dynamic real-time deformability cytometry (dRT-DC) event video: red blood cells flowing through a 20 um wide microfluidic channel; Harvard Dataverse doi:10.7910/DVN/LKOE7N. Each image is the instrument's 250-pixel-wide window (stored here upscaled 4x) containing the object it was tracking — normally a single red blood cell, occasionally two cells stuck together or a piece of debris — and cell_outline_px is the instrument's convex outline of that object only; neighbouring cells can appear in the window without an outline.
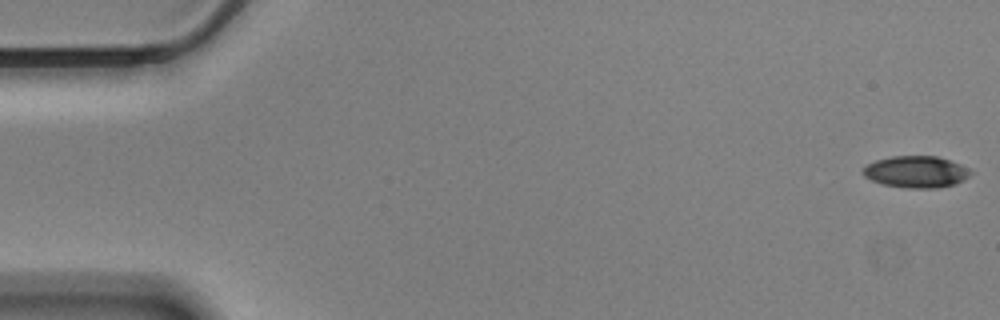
{"species": "Egyptian fruit bat (a non-hibernating species)", "species_latin": "Rousettus aegyptiacus", "temperature_condition": "cold", "stored_images_in_passage": 58, "camera_frame_rate_fps": 3000, "um_per_image_px": 0.085, "animal": {"sex": "male"}, "frame": {"image": 1, "passage_image": 1, "time_ms": 0.0, "image_size_px": [1000, 320], "cell_outline_px": [[972, 172], [964, 180], [952, 184], [936, 188], [908, 188], [884, 184], [872, 180], [864, 176], [860, 172], [868, 164], [876, 160], [892, 156], [936, 156], [960, 164], [968, 168]], "centroid_in_image_um": [77.85, 14.6], "position_along_channel_um": 7.2, "area_um2": 19.65}}
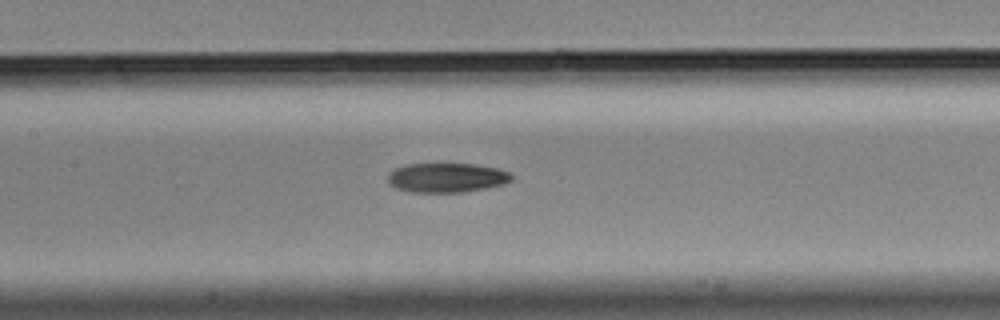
{"frame": {"image": 2, "passage_image": 27, "time_ms": 8.667, "image_size_px": [1000, 320], "cell_outline_px": [[512, 180], [504, 184], [484, 188], [460, 192], [412, 192], [396, 188], [388, 180], [388, 176], [396, 168], [408, 164], [472, 164], [496, 168], [508, 172], [512, 176]], "centroid_in_image_um": [37.98, 15.1], "position_along_channel_um": 169.4, "area_um2": 20.81}}
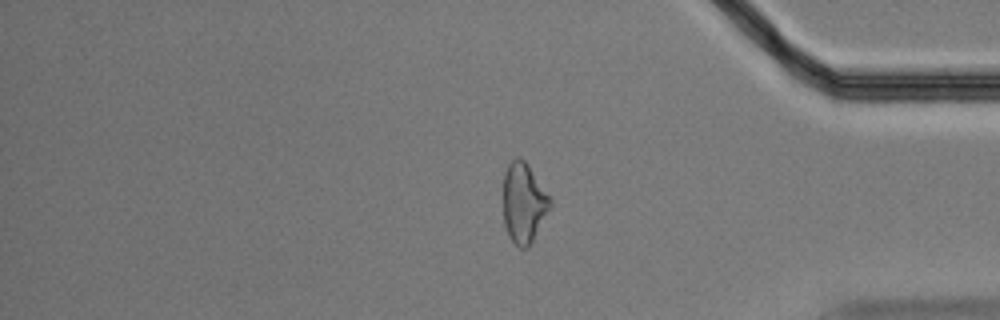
{"frame": {"image": 3, "passage_image": 48, "time_ms": 15.667, "image_size_px": [1000, 320], "cell_outline_px": [[552, 204], [528, 248], [520, 248], [508, 236], [504, 224], [504, 172], [508, 164], [516, 156], [520, 156], [528, 164], [552, 200]], "centroid_in_image_um": [44.51, 17.22], "position_along_channel_um": 390.7, "area_um2": 21.73}, "authors_computed_cell_mechanics": {"area_um2": 21.4727, "velocity_mm_per_s": 3.4729, "shape_relaxation_time_tau1_ms": 4.9138, "shape_relaxation_time_tau2_ms": 10.2674, "deformation_change_tau1": 0.1663, "deformation_change_tau2": 0.1907}}